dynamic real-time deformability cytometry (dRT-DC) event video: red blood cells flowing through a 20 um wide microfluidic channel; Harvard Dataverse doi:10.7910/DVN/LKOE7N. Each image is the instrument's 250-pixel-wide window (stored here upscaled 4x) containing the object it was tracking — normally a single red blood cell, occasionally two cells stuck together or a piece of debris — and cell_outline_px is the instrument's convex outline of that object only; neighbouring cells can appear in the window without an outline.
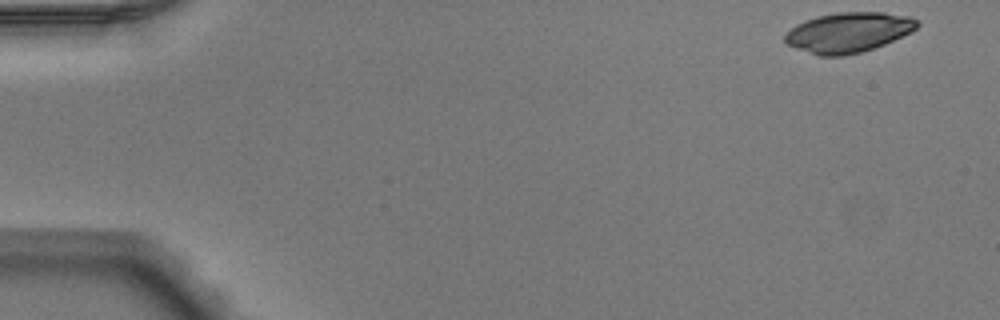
{"species": "Egyptian fruit bat (a non-hibernating species)", "species_latin": "Rousettus aegyptiacus", "temperature_condition": "warm", "stored_images_in_passage": 50, "camera_frame_rate_fps": 3000, "um_per_image_px": 0.085, "animal": {"sex": "male"}, "frame": {"image": 1, "passage_image": 1, "time_ms": 0.0, "image_size_px": [1000, 320], "cell_outline_px": [[920, 24], [912, 32], [884, 44], [860, 52], [844, 56], [820, 56], [796, 48], [788, 44], [784, 40], [784, 36], [796, 24], [804, 20], [816, 16], [836, 12], [884, 12], [912, 16], [920, 20]], "centroid_in_image_um": [72.15, 2.73], "position_along_channel_um": 12.8, "area_um2": 30.98}}
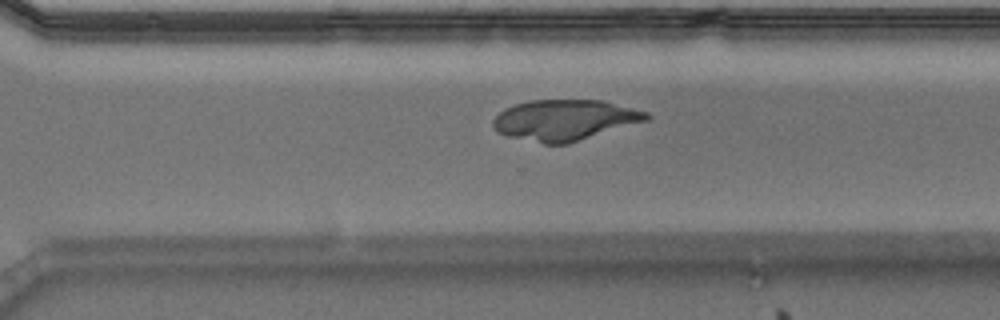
{"frame": {"image": 2, "passage_image": 35, "time_ms": 11.333, "image_size_px": [1000, 320], "cell_outline_px": [[652, 116], [648, 120], [568, 144], [544, 144], [508, 136], [496, 132], [492, 128], [492, 120], [504, 108], [516, 104], [532, 100], [600, 100], [648, 112]], "centroid_in_image_um": [47.98, 10.21], "position_along_channel_um": 322.6, "area_um2": 36.41}}
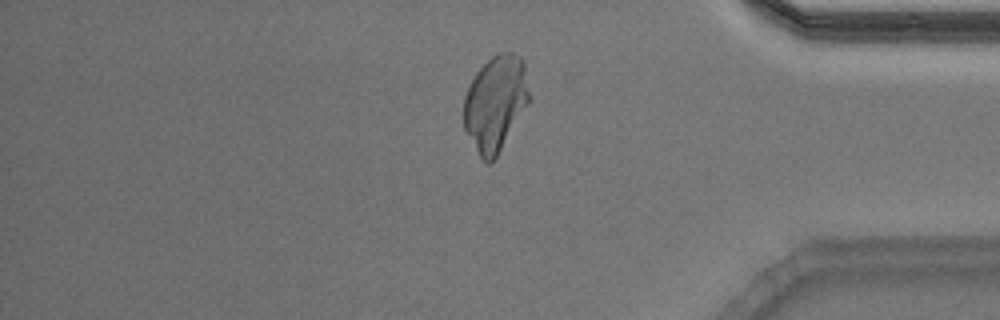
{"frame": {"image": 3, "passage_image": 42, "time_ms": 13.667, "image_size_px": [1000, 320], "cell_outline_px": [[528, 100], [496, 156], [488, 164], [480, 156], [464, 128], [464, 96], [476, 72], [492, 56], [500, 52], [512, 52], [520, 56], [524, 64], [528, 92]], "centroid_in_image_um": [42.07, 8.72], "position_along_channel_um": 393.1, "area_um2": 35.08}}